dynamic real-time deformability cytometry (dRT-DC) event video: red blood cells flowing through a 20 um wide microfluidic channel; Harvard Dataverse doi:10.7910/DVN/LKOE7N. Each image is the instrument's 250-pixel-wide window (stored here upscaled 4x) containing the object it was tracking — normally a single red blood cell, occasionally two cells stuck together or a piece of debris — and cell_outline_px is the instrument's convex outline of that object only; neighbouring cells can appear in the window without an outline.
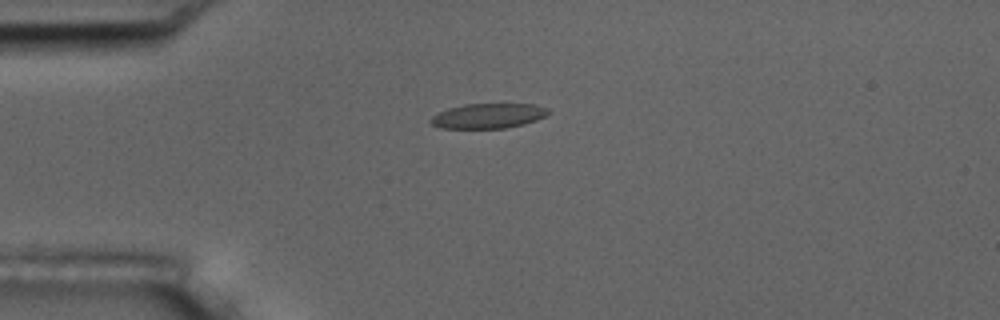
{"species": "common noctule bat (a hibernating species)", "species_latin": "Nyctalus noctula", "temperature_condition": "room temperature", "stored_images_in_passage": 4, "camera_frame_rate_fps": 3000, "um_per_image_px": 0.085, "animal": {"sex": "male", "body_mass_g": 17.5, "forearm_length_mm": 52.3}, "frame": {"image": 1, "passage_image": 4, "time_ms": 3.333, "image_size_px": [1000, 320], "cell_outline_px": [[548, 112], [544, 116], [536, 120], [524, 124], [504, 128], [440, 128], [432, 124], [428, 120], [432, 116], [448, 108], [464, 104], [532, 104], [548, 108]], "centroid_in_image_um": [41.46, 9.85], "position_along_channel_um": 43.5, "area_um2": 16.94}}